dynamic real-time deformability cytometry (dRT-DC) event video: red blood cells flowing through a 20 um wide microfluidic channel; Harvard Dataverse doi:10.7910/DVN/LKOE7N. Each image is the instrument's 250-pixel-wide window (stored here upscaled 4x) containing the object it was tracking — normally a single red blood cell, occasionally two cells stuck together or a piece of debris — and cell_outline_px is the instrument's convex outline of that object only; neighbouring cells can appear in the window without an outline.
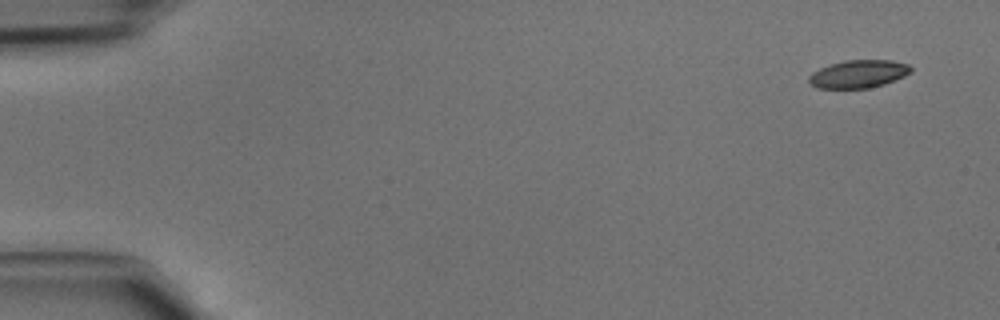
{"species": "common noctule bat (a hibernating species)", "species_latin": "Nyctalus noctula", "temperature_condition": "cold", "stored_images_in_passage": 44, "camera_frame_rate_fps": 3000, "um_per_image_px": 0.085, "animal": {"sex": "male", "body_mass_g": 15.6}, "frame": {"image": 1, "passage_image": 1, "time_ms": 0.0, "image_size_px": [1000, 320], "cell_outline_px": [[912, 72], [904, 76], [884, 84], [868, 88], [816, 88], [808, 80], [808, 76], [812, 72], [820, 68], [844, 60], [892, 60], [908, 64], [912, 68]], "centroid_in_image_um": [72.98, 6.28], "position_along_channel_um": 12.0, "area_um2": 16.53}}
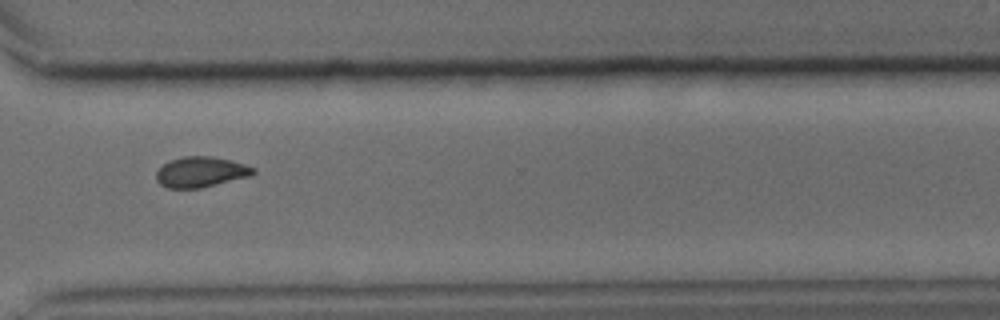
{"frame": {"image": 2, "passage_image": 33, "time_ms": 10.667, "image_size_px": [1000, 320], "cell_outline_px": [[256, 172], [252, 176], [200, 188], [168, 188], [160, 184], [156, 180], [156, 172], [164, 164], [172, 160], [184, 156], [208, 156], [228, 160], [244, 164], [256, 168]], "centroid_in_image_um": [17.09, 14.63], "position_along_channel_um": 353.5, "area_um2": 17.11}}
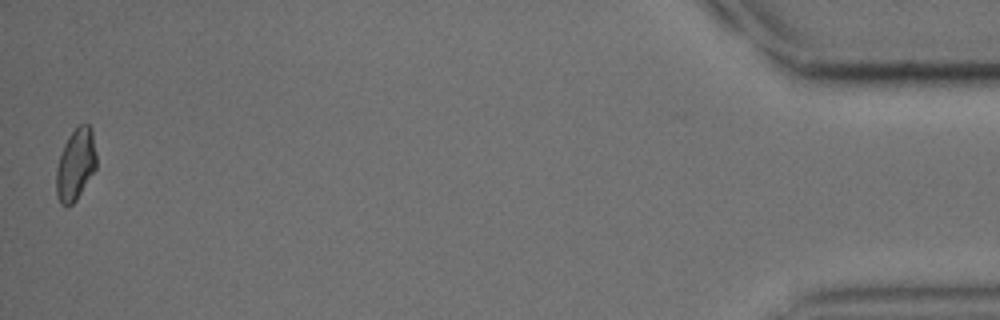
{"frame": {"image": 3, "passage_image": 44, "time_ms": 14.333, "image_size_px": [1000, 320], "cell_outline_px": [[96, 168], [76, 200], [72, 204], [60, 204], [56, 196], [56, 168], [64, 144], [68, 136], [80, 124], [88, 124], [92, 128], [96, 152]], "centroid_in_image_um": [6.43, 13.97], "position_along_channel_um": 428.8, "area_um2": 16.7}}